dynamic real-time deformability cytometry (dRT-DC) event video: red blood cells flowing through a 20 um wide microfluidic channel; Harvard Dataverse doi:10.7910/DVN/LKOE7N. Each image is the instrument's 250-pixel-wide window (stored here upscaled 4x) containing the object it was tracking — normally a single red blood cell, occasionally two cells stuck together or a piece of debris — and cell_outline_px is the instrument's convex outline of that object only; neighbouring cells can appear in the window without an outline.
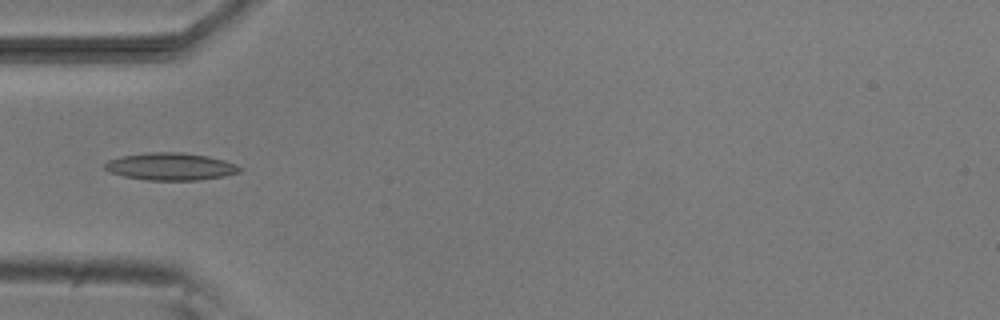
{"species": "common noctule bat (a hibernating species)", "species_latin": "Nyctalus noctula", "temperature_condition": "room temperature", "stored_images_in_passage": 5, "camera_frame_rate_fps": 3000, "um_per_image_px": 0.085, "animal": {"sex": "male", "body_mass_g": 20.5, "forearm_length_mm": 52.5}, "frame": {"image": 1, "passage_image": 5, "time_ms": 5.333, "image_size_px": [1000, 320], "cell_outline_px": [[240, 172], [224, 176], [200, 180], [144, 180], [124, 176], [108, 172], [104, 168], [104, 164], [108, 160], [124, 156], [148, 152], [180, 152], [208, 156], [224, 160], [236, 164], [240, 168]], "centroid_in_image_um": [14.49, 14.16], "position_along_channel_um": 70.5, "area_um2": 21.5}}